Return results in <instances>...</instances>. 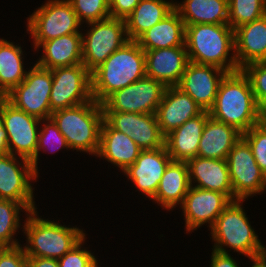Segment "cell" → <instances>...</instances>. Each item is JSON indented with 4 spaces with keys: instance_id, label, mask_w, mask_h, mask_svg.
Returning <instances> with one entry per match:
<instances>
[{
    "instance_id": "cell-7",
    "label": "cell",
    "mask_w": 266,
    "mask_h": 267,
    "mask_svg": "<svg viewBox=\"0 0 266 267\" xmlns=\"http://www.w3.org/2000/svg\"><path fill=\"white\" fill-rule=\"evenodd\" d=\"M47 2L27 18V31L34 39L36 50L42 42L63 35L82 34L79 31L81 23L69 0Z\"/></svg>"
},
{
    "instance_id": "cell-32",
    "label": "cell",
    "mask_w": 266,
    "mask_h": 267,
    "mask_svg": "<svg viewBox=\"0 0 266 267\" xmlns=\"http://www.w3.org/2000/svg\"><path fill=\"white\" fill-rule=\"evenodd\" d=\"M29 211L19 202L0 199V248L18 246L19 242L13 235L20 228V210Z\"/></svg>"
},
{
    "instance_id": "cell-46",
    "label": "cell",
    "mask_w": 266,
    "mask_h": 267,
    "mask_svg": "<svg viewBox=\"0 0 266 267\" xmlns=\"http://www.w3.org/2000/svg\"><path fill=\"white\" fill-rule=\"evenodd\" d=\"M259 257L266 262V248L264 245H261V250H260V254Z\"/></svg>"
},
{
    "instance_id": "cell-18",
    "label": "cell",
    "mask_w": 266,
    "mask_h": 267,
    "mask_svg": "<svg viewBox=\"0 0 266 267\" xmlns=\"http://www.w3.org/2000/svg\"><path fill=\"white\" fill-rule=\"evenodd\" d=\"M172 161L166 147L157 149L141 150L134 164L130 165L125 171L131 181L139 191L153 198L161 178Z\"/></svg>"
},
{
    "instance_id": "cell-11",
    "label": "cell",
    "mask_w": 266,
    "mask_h": 267,
    "mask_svg": "<svg viewBox=\"0 0 266 267\" xmlns=\"http://www.w3.org/2000/svg\"><path fill=\"white\" fill-rule=\"evenodd\" d=\"M167 87L148 76L110 94L102 103L103 111L155 114Z\"/></svg>"
},
{
    "instance_id": "cell-8",
    "label": "cell",
    "mask_w": 266,
    "mask_h": 267,
    "mask_svg": "<svg viewBox=\"0 0 266 267\" xmlns=\"http://www.w3.org/2000/svg\"><path fill=\"white\" fill-rule=\"evenodd\" d=\"M88 25L87 37L82 34V64L92 72L129 39L125 20L110 17Z\"/></svg>"
},
{
    "instance_id": "cell-3",
    "label": "cell",
    "mask_w": 266,
    "mask_h": 267,
    "mask_svg": "<svg viewBox=\"0 0 266 267\" xmlns=\"http://www.w3.org/2000/svg\"><path fill=\"white\" fill-rule=\"evenodd\" d=\"M185 46L191 62L213 65L228 73L240 70L235 55L229 56L235 51L234 30L229 25H185Z\"/></svg>"
},
{
    "instance_id": "cell-34",
    "label": "cell",
    "mask_w": 266,
    "mask_h": 267,
    "mask_svg": "<svg viewBox=\"0 0 266 267\" xmlns=\"http://www.w3.org/2000/svg\"><path fill=\"white\" fill-rule=\"evenodd\" d=\"M69 2L80 23H92L111 17L109 0H69Z\"/></svg>"
},
{
    "instance_id": "cell-25",
    "label": "cell",
    "mask_w": 266,
    "mask_h": 267,
    "mask_svg": "<svg viewBox=\"0 0 266 267\" xmlns=\"http://www.w3.org/2000/svg\"><path fill=\"white\" fill-rule=\"evenodd\" d=\"M242 137L234 126L209 117L199 142L197 156L212 159H227L228 153Z\"/></svg>"
},
{
    "instance_id": "cell-15",
    "label": "cell",
    "mask_w": 266,
    "mask_h": 267,
    "mask_svg": "<svg viewBox=\"0 0 266 267\" xmlns=\"http://www.w3.org/2000/svg\"><path fill=\"white\" fill-rule=\"evenodd\" d=\"M104 120L114 129L131 138L142 150L165 146L155 114L103 111Z\"/></svg>"
},
{
    "instance_id": "cell-35",
    "label": "cell",
    "mask_w": 266,
    "mask_h": 267,
    "mask_svg": "<svg viewBox=\"0 0 266 267\" xmlns=\"http://www.w3.org/2000/svg\"><path fill=\"white\" fill-rule=\"evenodd\" d=\"M42 121L43 123L44 122H47V123L43 125L44 128L39 130L38 144H37V149H36V158H34L31 161L33 169L37 174H38V167H37L38 162L37 161L39 157L38 153L41 149L47 148V146L49 147V145L56 148V149L54 148L55 150L52 149V151H58L60 148L62 149L69 148L65 137L61 134L60 130L58 129L54 121L51 118H48Z\"/></svg>"
},
{
    "instance_id": "cell-26",
    "label": "cell",
    "mask_w": 266,
    "mask_h": 267,
    "mask_svg": "<svg viewBox=\"0 0 266 267\" xmlns=\"http://www.w3.org/2000/svg\"><path fill=\"white\" fill-rule=\"evenodd\" d=\"M44 53L36 65L44 69L82 64V34H68L42 42Z\"/></svg>"
},
{
    "instance_id": "cell-39",
    "label": "cell",
    "mask_w": 266,
    "mask_h": 267,
    "mask_svg": "<svg viewBox=\"0 0 266 267\" xmlns=\"http://www.w3.org/2000/svg\"><path fill=\"white\" fill-rule=\"evenodd\" d=\"M0 267H28L24 248L20 245L0 248Z\"/></svg>"
},
{
    "instance_id": "cell-27",
    "label": "cell",
    "mask_w": 266,
    "mask_h": 267,
    "mask_svg": "<svg viewBox=\"0 0 266 267\" xmlns=\"http://www.w3.org/2000/svg\"><path fill=\"white\" fill-rule=\"evenodd\" d=\"M144 50L185 46V24L174 9L159 23L141 34L136 40Z\"/></svg>"
},
{
    "instance_id": "cell-12",
    "label": "cell",
    "mask_w": 266,
    "mask_h": 267,
    "mask_svg": "<svg viewBox=\"0 0 266 267\" xmlns=\"http://www.w3.org/2000/svg\"><path fill=\"white\" fill-rule=\"evenodd\" d=\"M227 164L233 195L244 200L266 189V175L260 170L248 142L241 137L228 153Z\"/></svg>"
},
{
    "instance_id": "cell-36",
    "label": "cell",
    "mask_w": 266,
    "mask_h": 267,
    "mask_svg": "<svg viewBox=\"0 0 266 267\" xmlns=\"http://www.w3.org/2000/svg\"><path fill=\"white\" fill-rule=\"evenodd\" d=\"M248 76L258 106L266 104V61L253 62L242 68Z\"/></svg>"
},
{
    "instance_id": "cell-24",
    "label": "cell",
    "mask_w": 266,
    "mask_h": 267,
    "mask_svg": "<svg viewBox=\"0 0 266 267\" xmlns=\"http://www.w3.org/2000/svg\"><path fill=\"white\" fill-rule=\"evenodd\" d=\"M141 148L126 134L112 128L103 120L100 132V146L96 156L106 159L108 162L125 171L134 164Z\"/></svg>"
},
{
    "instance_id": "cell-43",
    "label": "cell",
    "mask_w": 266,
    "mask_h": 267,
    "mask_svg": "<svg viewBox=\"0 0 266 267\" xmlns=\"http://www.w3.org/2000/svg\"><path fill=\"white\" fill-rule=\"evenodd\" d=\"M9 154L8 149V141H7V133L4 128V123L2 119V111H1V101H0V155Z\"/></svg>"
},
{
    "instance_id": "cell-1",
    "label": "cell",
    "mask_w": 266,
    "mask_h": 267,
    "mask_svg": "<svg viewBox=\"0 0 266 267\" xmlns=\"http://www.w3.org/2000/svg\"><path fill=\"white\" fill-rule=\"evenodd\" d=\"M258 111L251 82L240 69L227 73L222 79L214 104L208 112L213 119L244 133L257 125Z\"/></svg>"
},
{
    "instance_id": "cell-9",
    "label": "cell",
    "mask_w": 266,
    "mask_h": 267,
    "mask_svg": "<svg viewBox=\"0 0 266 267\" xmlns=\"http://www.w3.org/2000/svg\"><path fill=\"white\" fill-rule=\"evenodd\" d=\"M51 88L52 71L35 64L25 79L6 95V99L28 115L45 120L51 116Z\"/></svg>"
},
{
    "instance_id": "cell-41",
    "label": "cell",
    "mask_w": 266,
    "mask_h": 267,
    "mask_svg": "<svg viewBox=\"0 0 266 267\" xmlns=\"http://www.w3.org/2000/svg\"><path fill=\"white\" fill-rule=\"evenodd\" d=\"M210 267H239L230 254H224L213 250Z\"/></svg>"
},
{
    "instance_id": "cell-19",
    "label": "cell",
    "mask_w": 266,
    "mask_h": 267,
    "mask_svg": "<svg viewBox=\"0 0 266 267\" xmlns=\"http://www.w3.org/2000/svg\"><path fill=\"white\" fill-rule=\"evenodd\" d=\"M202 112V108L190 95L177 86H169L165 89L155 115L162 134L166 136Z\"/></svg>"
},
{
    "instance_id": "cell-21",
    "label": "cell",
    "mask_w": 266,
    "mask_h": 267,
    "mask_svg": "<svg viewBox=\"0 0 266 267\" xmlns=\"http://www.w3.org/2000/svg\"><path fill=\"white\" fill-rule=\"evenodd\" d=\"M189 180L198 182L194 187L225 194L231 201L238 200L233 195L232 184L226 159H212L196 156L187 161Z\"/></svg>"
},
{
    "instance_id": "cell-22",
    "label": "cell",
    "mask_w": 266,
    "mask_h": 267,
    "mask_svg": "<svg viewBox=\"0 0 266 267\" xmlns=\"http://www.w3.org/2000/svg\"><path fill=\"white\" fill-rule=\"evenodd\" d=\"M237 66L266 61V15L234 30Z\"/></svg>"
},
{
    "instance_id": "cell-42",
    "label": "cell",
    "mask_w": 266,
    "mask_h": 267,
    "mask_svg": "<svg viewBox=\"0 0 266 267\" xmlns=\"http://www.w3.org/2000/svg\"><path fill=\"white\" fill-rule=\"evenodd\" d=\"M28 267H59L57 259L42 257H27Z\"/></svg>"
},
{
    "instance_id": "cell-29",
    "label": "cell",
    "mask_w": 266,
    "mask_h": 267,
    "mask_svg": "<svg viewBox=\"0 0 266 267\" xmlns=\"http://www.w3.org/2000/svg\"><path fill=\"white\" fill-rule=\"evenodd\" d=\"M185 25L226 24L228 25V0H184L175 3Z\"/></svg>"
},
{
    "instance_id": "cell-37",
    "label": "cell",
    "mask_w": 266,
    "mask_h": 267,
    "mask_svg": "<svg viewBox=\"0 0 266 267\" xmlns=\"http://www.w3.org/2000/svg\"><path fill=\"white\" fill-rule=\"evenodd\" d=\"M242 137L250 145L257 165L266 175V133L255 125L242 133Z\"/></svg>"
},
{
    "instance_id": "cell-33",
    "label": "cell",
    "mask_w": 266,
    "mask_h": 267,
    "mask_svg": "<svg viewBox=\"0 0 266 267\" xmlns=\"http://www.w3.org/2000/svg\"><path fill=\"white\" fill-rule=\"evenodd\" d=\"M228 25L235 30L266 15V0H228Z\"/></svg>"
},
{
    "instance_id": "cell-28",
    "label": "cell",
    "mask_w": 266,
    "mask_h": 267,
    "mask_svg": "<svg viewBox=\"0 0 266 267\" xmlns=\"http://www.w3.org/2000/svg\"><path fill=\"white\" fill-rule=\"evenodd\" d=\"M190 187L187 162L172 160L168 164L152 200L170 210L177 204H182Z\"/></svg>"
},
{
    "instance_id": "cell-16",
    "label": "cell",
    "mask_w": 266,
    "mask_h": 267,
    "mask_svg": "<svg viewBox=\"0 0 266 267\" xmlns=\"http://www.w3.org/2000/svg\"><path fill=\"white\" fill-rule=\"evenodd\" d=\"M231 200L223 193L201 188H189L181 206L184 213L186 231L191 232L205 223L210 229Z\"/></svg>"
},
{
    "instance_id": "cell-6",
    "label": "cell",
    "mask_w": 266,
    "mask_h": 267,
    "mask_svg": "<svg viewBox=\"0 0 266 267\" xmlns=\"http://www.w3.org/2000/svg\"><path fill=\"white\" fill-rule=\"evenodd\" d=\"M243 201H231L216 219L211 228L212 240L216 242L213 250L228 254L223 247L229 246L252 259L259 257L262 243L246 217L241 204Z\"/></svg>"
},
{
    "instance_id": "cell-20",
    "label": "cell",
    "mask_w": 266,
    "mask_h": 267,
    "mask_svg": "<svg viewBox=\"0 0 266 267\" xmlns=\"http://www.w3.org/2000/svg\"><path fill=\"white\" fill-rule=\"evenodd\" d=\"M145 52L146 76L166 87L177 86L189 62L186 47H170Z\"/></svg>"
},
{
    "instance_id": "cell-23",
    "label": "cell",
    "mask_w": 266,
    "mask_h": 267,
    "mask_svg": "<svg viewBox=\"0 0 266 267\" xmlns=\"http://www.w3.org/2000/svg\"><path fill=\"white\" fill-rule=\"evenodd\" d=\"M209 112L203 111L165 136V147L173 161H188L198 154L199 142Z\"/></svg>"
},
{
    "instance_id": "cell-47",
    "label": "cell",
    "mask_w": 266,
    "mask_h": 267,
    "mask_svg": "<svg viewBox=\"0 0 266 267\" xmlns=\"http://www.w3.org/2000/svg\"><path fill=\"white\" fill-rule=\"evenodd\" d=\"M5 98H6V95L0 90V101Z\"/></svg>"
},
{
    "instance_id": "cell-45",
    "label": "cell",
    "mask_w": 266,
    "mask_h": 267,
    "mask_svg": "<svg viewBox=\"0 0 266 267\" xmlns=\"http://www.w3.org/2000/svg\"><path fill=\"white\" fill-rule=\"evenodd\" d=\"M252 267H266V262H264L260 257L252 258Z\"/></svg>"
},
{
    "instance_id": "cell-10",
    "label": "cell",
    "mask_w": 266,
    "mask_h": 267,
    "mask_svg": "<svg viewBox=\"0 0 266 267\" xmlns=\"http://www.w3.org/2000/svg\"><path fill=\"white\" fill-rule=\"evenodd\" d=\"M51 113L93 100L91 72L83 65L52 69Z\"/></svg>"
},
{
    "instance_id": "cell-31",
    "label": "cell",
    "mask_w": 266,
    "mask_h": 267,
    "mask_svg": "<svg viewBox=\"0 0 266 267\" xmlns=\"http://www.w3.org/2000/svg\"><path fill=\"white\" fill-rule=\"evenodd\" d=\"M22 49L5 39H0V90L9 94L26 76Z\"/></svg>"
},
{
    "instance_id": "cell-14",
    "label": "cell",
    "mask_w": 266,
    "mask_h": 267,
    "mask_svg": "<svg viewBox=\"0 0 266 267\" xmlns=\"http://www.w3.org/2000/svg\"><path fill=\"white\" fill-rule=\"evenodd\" d=\"M16 158L10 153L0 155V199L14 200L29 212L34 211L36 207L30 182L36 180L38 174L34 171L31 161L22 157L21 164Z\"/></svg>"
},
{
    "instance_id": "cell-30",
    "label": "cell",
    "mask_w": 266,
    "mask_h": 267,
    "mask_svg": "<svg viewBox=\"0 0 266 267\" xmlns=\"http://www.w3.org/2000/svg\"><path fill=\"white\" fill-rule=\"evenodd\" d=\"M175 3L165 0H140L133 12L125 19L129 40H136L141 34L159 23L174 10Z\"/></svg>"
},
{
    "instance_id": "cell-13",
    "label": "cell",
    "mask_w": 266,
    "mask_h": 267,
    "mask_svg": "<svg viewBox=\"0 0 266 267\" xmlns=\"http://www.w3.org/2000/svg\"><path fill=\"white\" fill-rule=\"evenodd\" d=\"M1 111L9 153L32 161L36 158L39 134L37 126L42 120L16 108L6 98L1 100Z\"/></svg>"
},
{
    "instance_id": "cell-44",
    "label": "cell",
    "mask_w": 266,
    "mask_h": 267,
    "mask_svg": "<svg viewBox=\"0 0 266 267\" xmlns=\"http://www.w3.org/2000/svg\"><path fill=\"white\" fill-rule=\"evenodd\" d=\"M257 126L266 133V104L259 107Z\"/></svg>"
},
{
    "instance_id": "cell-5",
    "label": "cell",
    "mask_w": 266,
    "mask_h": 267,
    "mask_svg": "<svg viewBox=\"0 0 266 267\" xmlns=\"http://www.w3.org/2000/svg\"><path fill=\"white\" fill-rule=\"evenodd\" d=\"M36 212L30 211L23 225L28 243L23 248L27 257L58 260L86 236L83 230L77 227L70 228L54 220H44L37 217Z\"/></svg>"
},
{
    "instance_id": "cell-2",
    "label": "cell",
    "mask_w": 266,
    "mask_h": 267,
    "mask_svg": "<svg viewBox=\"0 0 266 267\" xmlns=\"http://www.w3.org/2000/svg\"><path fill=\"white\" fill-rule=\"evenodd\" d=\"M146 76L145 52L129 40L91 72L92 97L102 103L110 94Z\"/></svg>"
},
{
    "instance_id": "cell-38",
    "label": "cell",
    "mask_w": 266,
    "mask_h": 267,
    "mask_svg": "<svg viewBox=\"0 0 266 267\" xmlns=\"http://www.w3.org/2000/svg\"><path fill=\"white\" fill-rule=\"evenodd\" d=\"M84 241L85 237L58 259L59 267H98L95 256L90 251L81 249Z\"/></svg>"
},
{
    "instance_id": "cell-40",
    "label": "cell",
    "mask_w": 266,
    "mask_h": 267,
    "mask_svg": "<svg viewBox=\"0 0 266 267\" xmlns=\"http://www.w3.org/2000/svg\"><path fill=\"white\" fill-rule=\"evenodd\" d=\"M139 2L140 0H109L110 16L125 20Z\"/></svg>"
},
{
    "instance_id": "cell-4",
    "label": "cell",
    "mask_w": 266,
    "mask_h": 267,
    "mask_svg": "<svg viewBox=\"0 0 266 267\" xmlns=\"http://www.w3.org/2000/svg\"><path fill=\"white\" fill-rule=\"evenodd\" d=\"M71 149L97 155L104 120L103 108L94 99L84 104L51 113Z\"/></svg>"
},
{
    "instance_id": "cell-17",
    "label": "cell",
    "mask_w": 266,
    "mask_h": 267,
    "mask_svg": "<svg viewBox=\"0 0 266 267\" xmlns=\"http://www.w3.org/2000/svg\"><path fill=\"white\" fill-rule=\"evenodd\" d=\"M227 73L213 65L189 61L177 87L190 95L203 111H209L214 104L219 85Z\"/></svg>"
}]
</instances>
